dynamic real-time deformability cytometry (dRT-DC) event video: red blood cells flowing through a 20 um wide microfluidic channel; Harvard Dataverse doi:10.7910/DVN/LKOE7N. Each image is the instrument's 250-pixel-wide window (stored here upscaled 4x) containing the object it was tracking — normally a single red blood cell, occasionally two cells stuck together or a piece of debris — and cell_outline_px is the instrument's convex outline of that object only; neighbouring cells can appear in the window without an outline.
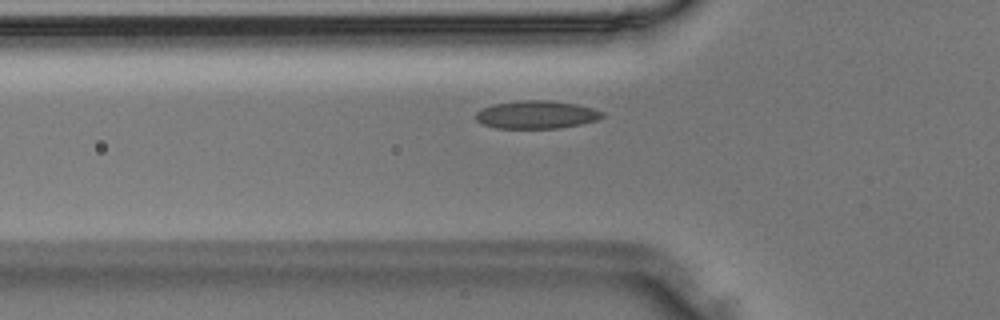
{"species": "Egyptian fruit bat (a non-hibernating species)", "species_latin": "Rousettus aegyptiacus", "temperature_condition": "room temperature", "stored_images_in_passage": 37, "camera_frame_rate_fps": 3000, "um_per_image_px": 0.085, "animal": {"sex": "male"}, "frame": {"image": 1, "passage_image": 5, "time_ms": 1.333, "image_size_px": [1000, 320], "cell_outline_px": [[604, 116], [596, 120], [580, 124], [560, 128], [496, 128], [484, 124], [476, 120], [476, 112], [492, 104], [520, 100], [548, 100], [576, 104], [592, 108], [604, 112]], "centroid_in_image_um": [45.6, 9.74], "position_along_channel_um": 80.2, "area_um2": 20.52}}
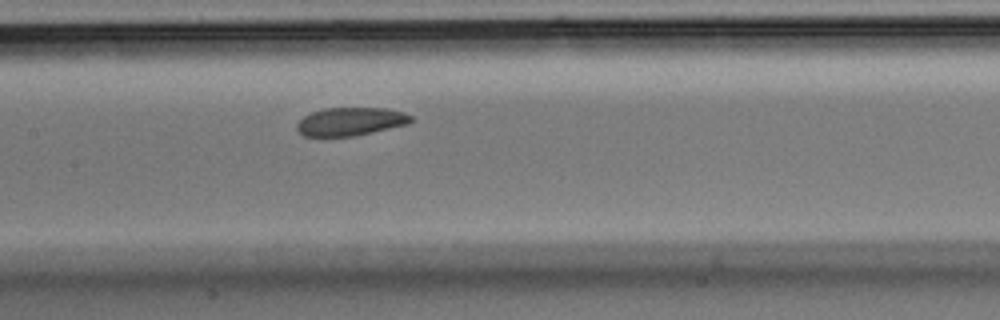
{"frame": {"image": 2, "passage_image": 12, "time_ms": 3.667, "image_size_px": [1000, 320], "cell_outline_px": [[412, 120], [408, 124], [372, 132], [352, 136], [304, 136], [296, 128], [296, 124], [304, 116], [312, 112], [324, 108], [388, 108], [404, 112], [412, 116]], "centroid_in_image_um": [29.8, 10.32], "position_along_channel_um": 177.6, "area_um2": 18.67}}
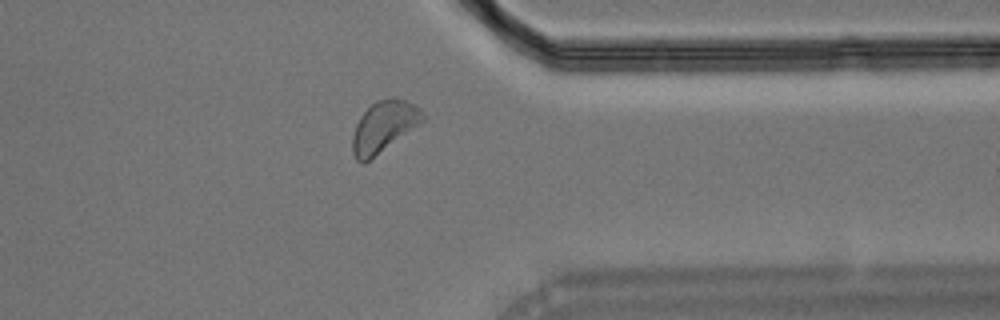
{"frame": {"image": 3, "passage_image": 27, "time_ms": 8.667, "image_size_px": [1000, 320], "cell_outline_px": [[424, 120], [420, 124], [364, 164], [360, 164], [356, 160], [352, 152], [352, 136], [356, 124], [360, 116], [376, 100], [404, 100], [420, 108], [424, 112]], "centroid_in_image_um": [32.59, 10.81], "position_along_channel_um": 378.8, "area_um2": 20.58}}